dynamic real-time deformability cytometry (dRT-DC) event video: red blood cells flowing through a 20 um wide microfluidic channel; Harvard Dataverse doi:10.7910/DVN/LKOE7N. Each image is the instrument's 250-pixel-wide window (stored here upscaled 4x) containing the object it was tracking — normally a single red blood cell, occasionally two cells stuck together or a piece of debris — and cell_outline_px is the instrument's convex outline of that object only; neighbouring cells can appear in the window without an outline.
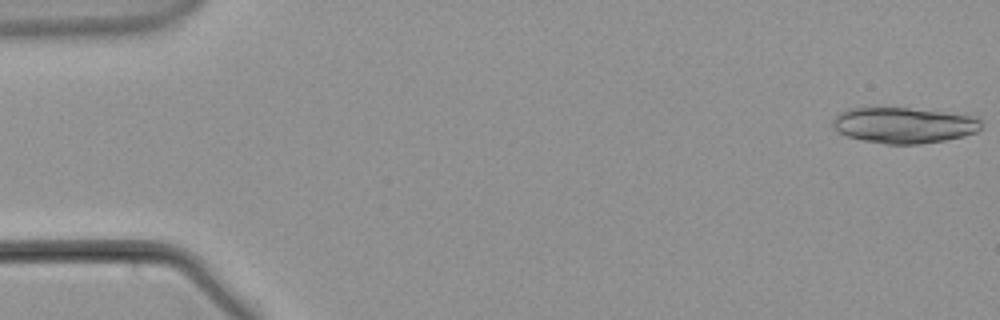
{"species": "common noctule bat (a hibernating species)", "species_latin": "Nyctalus noctula", "temperature_condition": "warm", "stored_images_in_passage": 22, "camera_frame_rate_fps": 3000, "um_per_image_px": 0.085, "animal": {"sex": "male", "body_mass_g": 21.5, "forearm_length_mm": 52.0}, "frame": {"image": 1, "passage_image": 1, "time_ms": 0.0, "image_size_px": [1000, 320], "cell_outline_px": [[980, 128], [976, 132], [964, 136], [944, 140], [920, 144], [884, 144], [864, 140], [848, 136], [832, 128], [832, 120], [840, 112], [848, 108], [908, 108], [980, 116]], "centroid_in_image_um": [76.84, 10.64], "position_along_channel_um": 8.2, "area_um2": 30.98}}